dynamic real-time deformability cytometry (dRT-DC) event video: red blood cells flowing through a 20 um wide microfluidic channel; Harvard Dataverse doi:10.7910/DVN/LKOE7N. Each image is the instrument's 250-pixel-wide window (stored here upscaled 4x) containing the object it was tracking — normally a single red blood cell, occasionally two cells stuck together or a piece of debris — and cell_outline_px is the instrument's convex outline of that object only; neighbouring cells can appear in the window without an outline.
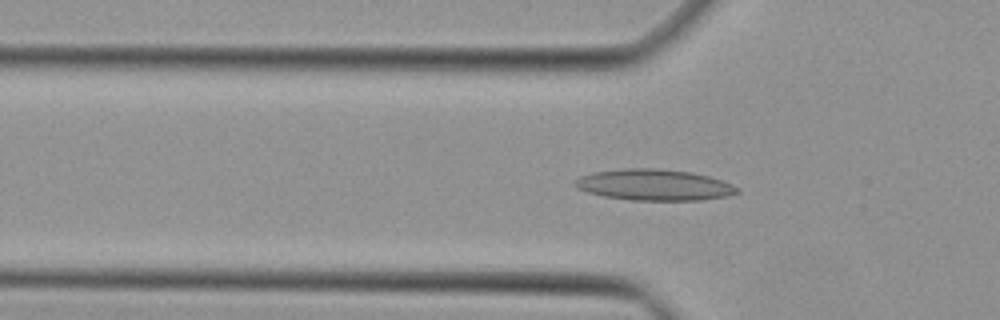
{"species": "Egyptian fruit bat (a non-hibernating species)", "species_latin": "Rousettus aegyptiacus", "temperature_condition": "cold", "stored_images_in_passage": 46, "camera_frame_rate_fps": 3000, "um_per_image_px": 0.085, "animal": {"sex": "female"}, "frame": {"image": 1, "passage_image": 14, "time_ms": 4.333, "image_size_px": [1000, 320], "cell_outline_px": [[740, 192], [728, 196], [700, 200], [632, 200], [604, 196], [588, 192], [576, 188], [572, 184], [580, 176], [596, 172], [624, 168], [656, 168], [692, 172], [708, 176], [732, 184]], "centroid_in_image_um": [55.59, 15.71], "position_along_channel_um": 70.2, "area_um2": 29.3}}
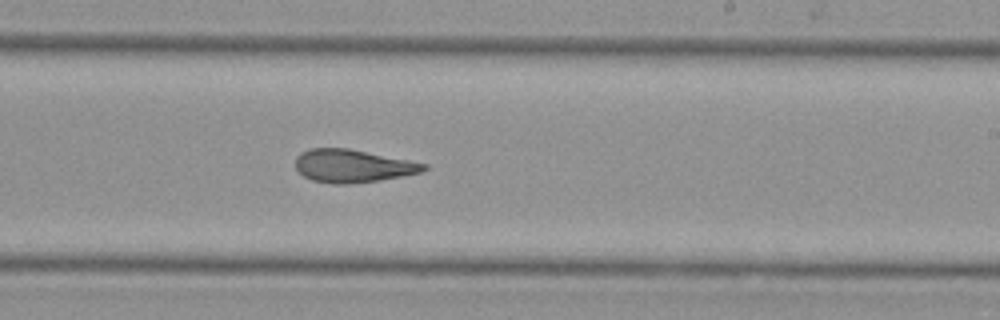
{"frame": {"image": 2, "passage_image": 27, "time_ms": 8.667, "image_size_px": [1000, 320], "cell_outline_px": [[428, 168], [420, 172], [380, 180], [348, 184], [332, 184], [312, 180], [304, 176], [296, 168], [296, 156], [300, 152], [308, 148], [348, 148], [428, 164]], "centroid_in_image_um": [29.94, 14.1], "position_along_channel_um": 259.1, "area_um2": 24.51}}
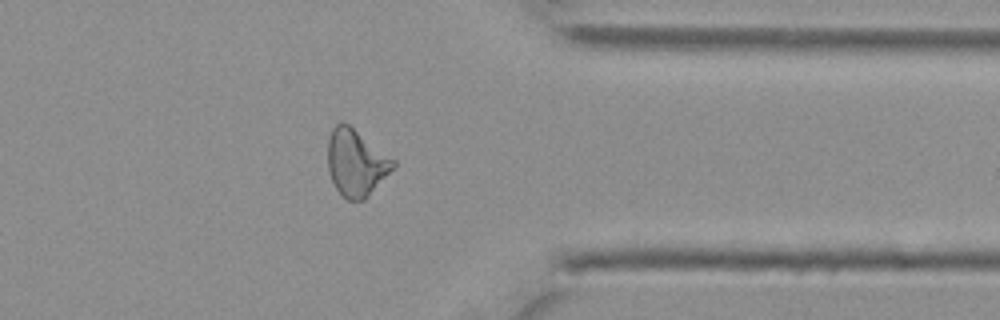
{"frame": {"image": 3, "passage_image": 36, "time_ms": 11.667, "image_size_px": [1000, 320], "cell_outline_px": [[396, 164], [368, 196], [364, 200], [348, 200], [336, 188], [328, 172], [328, 140], [332, 128], [340, 120], [348, 124], [396, 160]], "centroid_in_image_um": [30.25, 13.81], "position_along_channel_um": 381.2, "area_um2": 25.14}}